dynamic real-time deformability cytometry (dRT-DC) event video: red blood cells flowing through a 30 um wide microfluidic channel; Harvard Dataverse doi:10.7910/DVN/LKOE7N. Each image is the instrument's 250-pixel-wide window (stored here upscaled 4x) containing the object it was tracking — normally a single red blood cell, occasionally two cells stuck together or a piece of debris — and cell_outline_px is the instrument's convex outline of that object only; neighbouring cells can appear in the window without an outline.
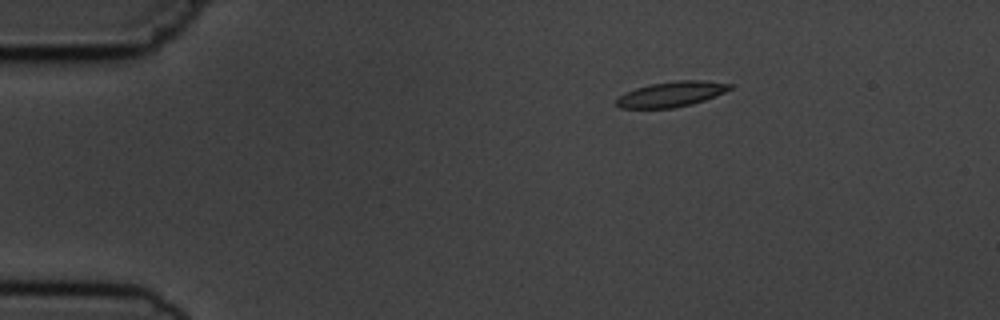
{"species": "common noctule bat (a hibernating species)", "species_latin": "Nyctalus noctula", "temperature_condition": "cold", "stored_images_in_passage": 3, "camera_frame_rate_fps": 3000, "um_per_image_px": 0.085, "animal": {"sex": "male", "body_mass_g": 19.5, "forearm_length_mm": 54.6}, "frame": {"image": 1, "passage_image": 1, "time_ms": 0.0, "image_size_px": [1000, 320], "cell_outline_px": [[736, 84], [732, 88], [724, 92], [704, 100], [692, 104], [672, 108], [620, 108], [616, 104], [616, 100], [624, 92], [636, 88], [652, 84], [676, 80], [704, 80]], "centroid_in_image_um": [57.09, 7.99], "position_along_channel_um": 27.9, "area_um2": 16.7}}
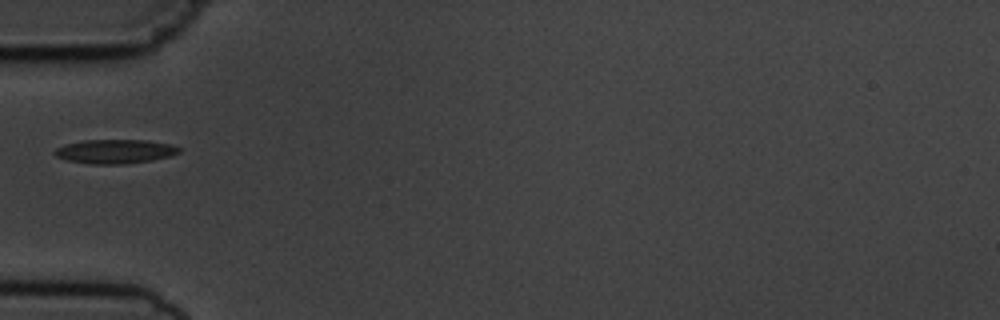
{"frame": {"image": 2, "passage_image": 3, "time_ms": 3.0, "image_size_px": [1000, 320], "cell_outline_px": [[180, 152], [172, 156], [152, 160], [124, 164], [88, 164], [68, 160], [56, 156], [52, 152], [56, 148], [64, 144], [84, 140], [148, 140], [172, 144], [180, 148]], "centroid_in_image_um": [9.79, 12.87], "position_along_channel_um": 75.2, "area_um2": 17.63}}